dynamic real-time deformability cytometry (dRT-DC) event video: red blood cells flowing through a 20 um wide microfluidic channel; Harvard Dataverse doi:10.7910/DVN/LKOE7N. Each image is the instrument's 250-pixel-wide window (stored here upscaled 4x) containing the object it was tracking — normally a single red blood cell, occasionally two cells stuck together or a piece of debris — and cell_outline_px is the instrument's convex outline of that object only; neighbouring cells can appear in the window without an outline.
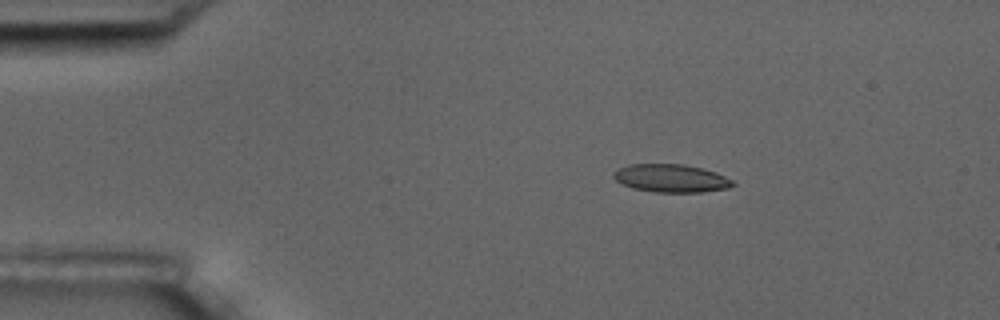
{"species": "common noctule bat (a hibernating species)", "species_latin": "Nyctalus noctula", "temperature_condition": "room temperature", "stored_images_in_passage": 3, "camera_frame_rate_fps": 3000, "um_per_image_px": 0.085, "animal": {"sex": "male", "body_mass_g": 17.5, "forearm_length_mm": 52.3}, "frame": {"image": 1, "passage_image": 1, "time_ms": 0.0, "image_size_px": [1000, 320], "cell_outline_px": [[736, 184], [728, 188], [700, 192], [656, 192], [632, 188], [616, 180], [612, 176], [612, 172], [628, 164], [684, 164], [716, 172], [732, 180]], "centroid_in_image_um": [57.03, 15.15], "position_along_channel_um": 28.0, "area_um2": 19.36}}